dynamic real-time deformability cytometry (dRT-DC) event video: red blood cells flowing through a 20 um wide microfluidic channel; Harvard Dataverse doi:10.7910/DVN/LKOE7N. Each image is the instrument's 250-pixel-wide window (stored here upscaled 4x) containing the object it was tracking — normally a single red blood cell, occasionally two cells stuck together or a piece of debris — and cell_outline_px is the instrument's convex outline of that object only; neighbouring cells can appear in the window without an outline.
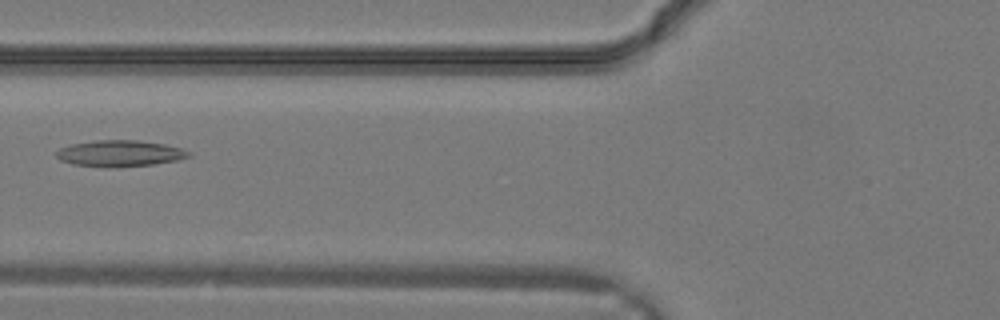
{"species": "common noctule bat (a hibernating species)", "species_latin": "Nyctalus noctula", "temperature_condition": "warm", "stored_images_in_passage": 8, "camera_frame_rate_fps": 3000, "um_per_image_px": 0.085, "animal": {"sex": "male", "body_mass_g": 19.2, "forearm_length_mm": 51.8}, "frame": {"image": 1, "passage_image": 5, "time_ms": 1.333, "image_size_px": [1000, 320], "cell_outline_px": [[192, 156], [176, 160], [152, 164], [116, 168], [108, 168], [72, 164], [60, 160], [56, 156], [56, 152], [60, 148], [72, 144], [96, 140], [136, 140], [164, 144], [180, 148], [192, 152]], "centroid_in_image_um": [10.18, 13.05], "position_along_channel_um": 115.6, "area_um2": 20.35}}
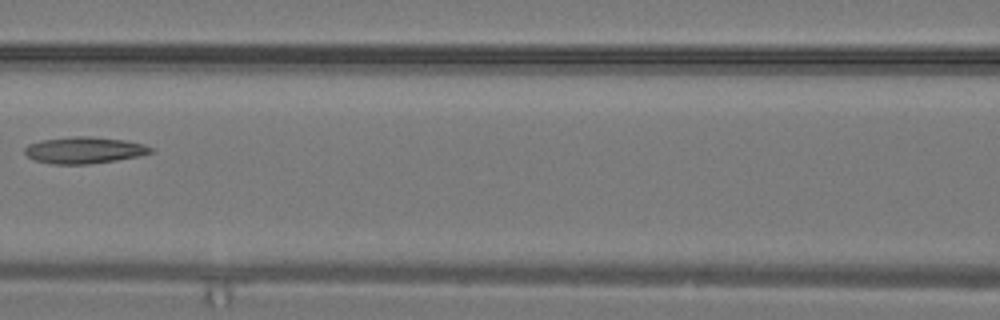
{"frame": {"image": 2, "passage_image": 7, "time_ms": 2.0, "image_size_px": [1000, 320], "cell_outline_px": [[156, 148], [152, 152], [140, 156], [116, 160], [88, 164], [52, 164], [36, 160], [28, 156], [24, 152], [24, 148], [28, 144], [40, 140], [76, 136], [88, 136], [124, 140], [144, 144]], "centroid_in_image_um": [7.18, 12.76], "position_along_channel_um": 159.4, "area_um2": 19.54}}